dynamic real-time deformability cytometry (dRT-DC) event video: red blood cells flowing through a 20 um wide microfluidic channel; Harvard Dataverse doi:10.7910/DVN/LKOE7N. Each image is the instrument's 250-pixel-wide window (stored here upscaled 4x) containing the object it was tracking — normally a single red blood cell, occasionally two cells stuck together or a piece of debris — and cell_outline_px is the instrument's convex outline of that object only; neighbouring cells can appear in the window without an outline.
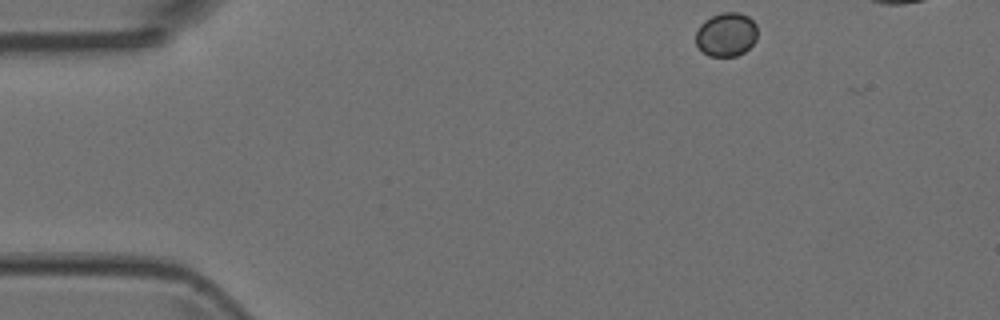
{"species": "Egyptian fruit bat (a non-hibernating species)", "species_latin": "Rousettus aegyptiacus", "temperature_condition": "room temperature", "stored_images_in_passage": 3, "camera_frame_rate_fps": 3000, "um_per_image_px": 0.085, "animal": {"sex": "female"}, "frame": {"image": 1, "passage_image": 1, "time_ms": 0.0, "image_size_px": [1000, 320], "cell_outline_px": [[756, 40], [744, 52], [736, 56], [708, 56], [696, 44], [696, 32], [700, 24], [704, 20], [720, 12], [736, 12], [748, 16], [756, 24]], "centroid_in_image_um": [61.72, 2.92], "position_along_channel_um": 23.3, "area_um2": 15.72}}